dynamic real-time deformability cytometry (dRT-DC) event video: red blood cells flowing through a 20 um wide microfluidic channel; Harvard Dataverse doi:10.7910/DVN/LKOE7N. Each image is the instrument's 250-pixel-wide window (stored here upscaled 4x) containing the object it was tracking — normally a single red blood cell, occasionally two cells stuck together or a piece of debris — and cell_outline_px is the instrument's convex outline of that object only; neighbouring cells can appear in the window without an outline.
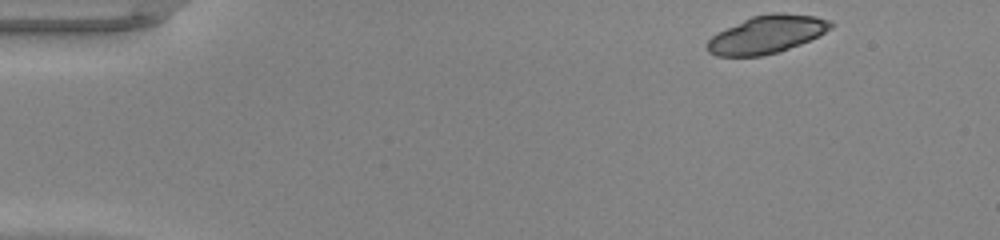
{"species": "common noctule bat (a hibernating species)", "species_latin": "Nyctalus noctula", "temperature_condition": "warm", "stored_images_in_passage": 43, "camera_frame_rate_fps": 3000, "um_per_image_px": 0.085, "animal": {"sex": "male", "body_mass_g": 20.0, "forearm_length_mm": 53.3}, "frame": {"image": 1, "passage_image": 1, "time_ms": 0.0, "image_size_px": [1000, 240], "cell_outline_px": [[832, 28], [800, 44], [780, 52], [760, 56], [716, 56], [708, 52], [708, 40], [716, 32], [752, 16], [772, 12], [780, 12], [816, 16], [828, 20], [832, 24]], "centroid_in_image_um": [65.15, 2.92], "position_along_channel_um": 19.8, "area_um2": 27.11}}
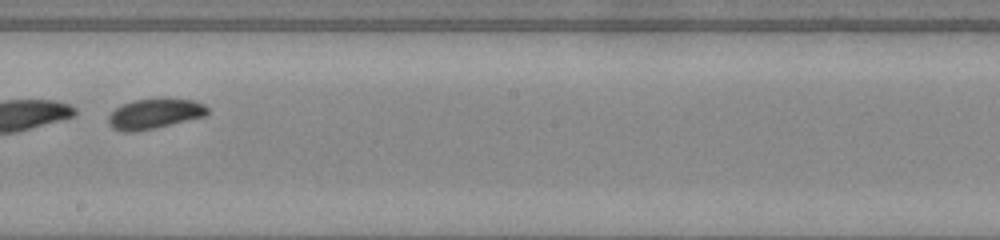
{"frame": {"image": 2, "passage_image": 24, "time_ms": 7.667, "image_size_px": [1000, 240], "cell_outline_px": [[208, 112], [204, 116], [156, 128], [132, 132], [124, 132], [112, 128], [108, 124], [108, 116], [116, 108], [124, 104], [136, 100], [160, 96], [164, 96], [192, 100], [204, 104], [208, 108]], "centroid_in_image_um": [13.15, 9.64], "position_along_channel_um": 235.1, "area_um2": 17.74}, "authors_computed_cell_mechanics": {"area_um2": 26.4146, "velocity_mm_per_s": 4.2555, "shape_relaxation_time_tau1_ms": 0.535, "shape_relaxation_time_tau2_ms": null, "deformation_change_tau1": 0.2567, "deformation_change_tau2": null}}